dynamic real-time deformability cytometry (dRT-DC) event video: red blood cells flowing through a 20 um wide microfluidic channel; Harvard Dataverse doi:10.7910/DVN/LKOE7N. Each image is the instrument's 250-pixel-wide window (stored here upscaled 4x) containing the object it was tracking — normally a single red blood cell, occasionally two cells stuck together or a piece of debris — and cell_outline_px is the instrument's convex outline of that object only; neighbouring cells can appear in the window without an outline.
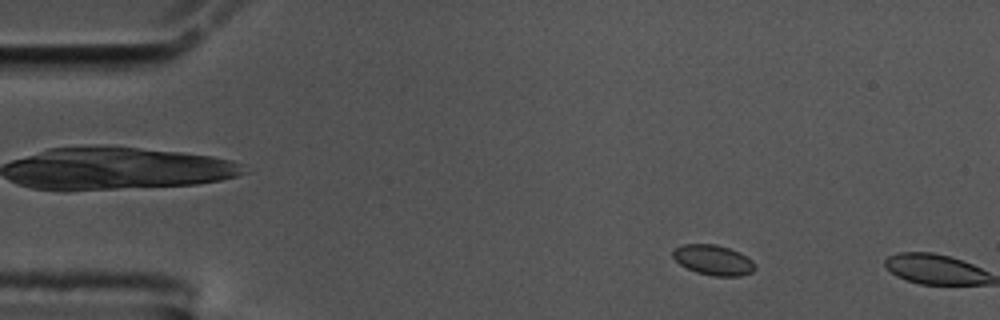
{"species": "common noctule bat (a hibernating species)", "species_latin": "Nyctalus noctula", "temperature_condition": "cold", "stored_images_in_passage": 6, "camera_frame_rate_fps": 3000, "um_per_image_px": 0.085, "animal": {"sex": "male", "body_mass_g": 17.5, "forearm_length_mm": 52.3}, "frame": {"image": 1, "passage_image": 5, "time_ms": 1.333, "image_size_px": [1000, 320], "cell_outline_px": [[756, 268], [752, 272], [740, 276], [712, 276], [696, 272], [680, 264], [672, 256], [672, 248], [684, 244], [716, 244], [740, 252], [752, 260], [756, 264]], "centroid_in_image_um": [60.63, 22.1], "position_along_channel_um": 24.4, "area_um2": 14.57}}